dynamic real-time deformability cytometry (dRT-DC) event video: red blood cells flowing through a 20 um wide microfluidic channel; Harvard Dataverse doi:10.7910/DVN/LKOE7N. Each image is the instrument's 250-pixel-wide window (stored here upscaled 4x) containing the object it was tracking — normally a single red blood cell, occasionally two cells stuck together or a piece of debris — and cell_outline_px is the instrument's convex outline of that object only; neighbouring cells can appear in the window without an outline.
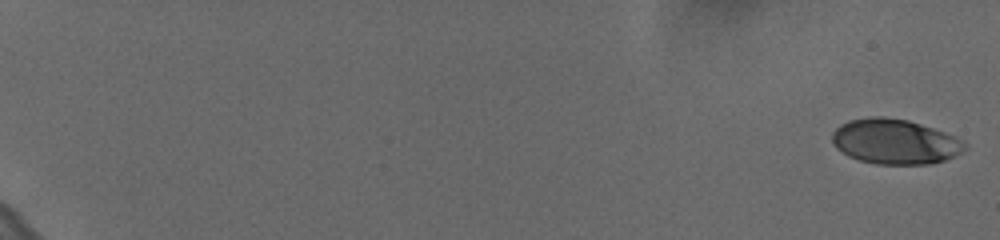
{"species": "human", "species_latin": "Homo sapiens", "temperature_condition": "cold", "stored_images_in_passage": 60, "camera_frame_rate_fps": 3000, "um_per_image_px": 0.085, "donor": {"sex": "female"}, "frame": {"image": 1, "passage_image": 1, "time_ms": 0.0, "image_size_px": [1000, 240], "cell_outline_px": [[968, 148], [944, 160], [932, 164], [876, 164], [860, 160], [848, 156], [836, 148], [832, 140], [832, 132], [840, 124], [848, 120], [868, 116], [884, 116], [908, 120], [956, 136], [968, 144]], "centroid_in_image_um": [76.05, 12.03], "position_along_channel_um": 8.9, "area_um2": 34.97}}
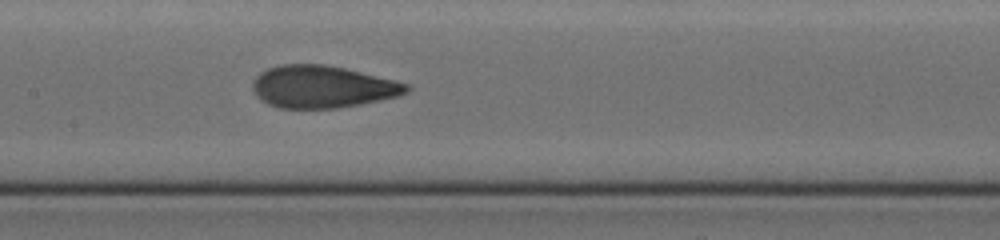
{"frame": {"image": 2, "passage_image": 34, "time_ms": 11.0, "image_size_px": [1000, 240], "cell_outline_px": [[412, 88], [408, 92], [396, 96], [360, 104], [336, 108], [280, 108], [268, 104], [260, 100], [256, 96], [252, 88], [252, 80], [260, 72], [268, 68], [280, 64], [324, 64], [344, 68], [396, 80], [412, 84]], "centroid_in_image_um": [27.39, 7.37], "position_along_channel_um": 180.0, "area_um2": 38.09}}
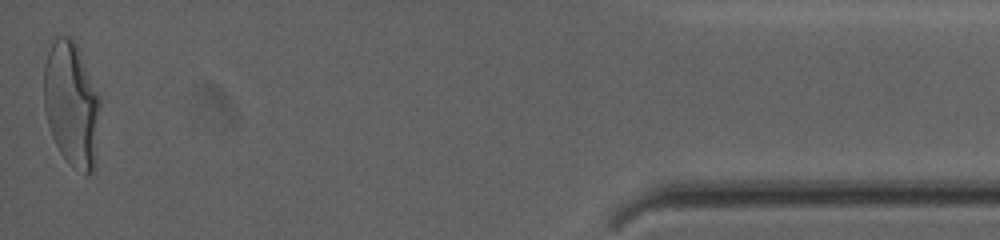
{"frame": {"image": 3, "passage_image": 60, "time_ms": 19.667, "image_size_px": [1000, 240], "cell_outline_px": [[100, 104], [96, 160], [92, 172], [88, 176], [84, 176], [60, 152], [52, 136], [48, 124], [44, 108], [44, 64], [48, 52], [56, 36], [68, 36], [76, 44], [80, 52], [100, 100]], "centroid_in_image_um": [6.08, 8.89], "position_along_channel_um": 429.1, "area_um2": 40.58}, "authors_computed_cell_mechanics": {"area_um2": 37.0787, "velocity_mm_per_s": 3.6315, "shape_relaxation_time_tau1_ms": 3.7738, "shape_relaxation_time_tau2_ms": 0.8964, "deformation_change_tau1": 0.1792, "deformation_change_tau2": 0.0546}}